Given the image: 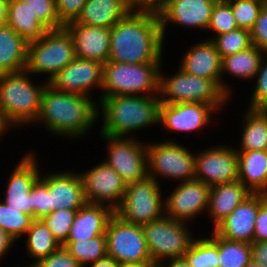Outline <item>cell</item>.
Masks as SVG:
<instances>
[{"label":"cell","mask_w":267,"mask_h":267,"mask_svg":"<svg viewBox=\"0 0 267 267\" xmlns=\"http://www.w3.org/2000/svg\"><path fill=\"white\" fill-rule=\"evenodd\" d=\"M262 203L259 193H251L212 230L227 240L252 244L256 216Z\"/></svg>","instance_id":"cell-22"},{"label":"cell","mask_w":267,"mask_h":267,"mask_svg":"<svg viewBox=\"0 0 267 267\" xmlns=\"http://www.w3.org/2000/svg\"><path fill=\"white\" fill-rule=\"evenodd\" d=\"M212 41L221 58L234 55L253 45L251 31L240 28L217 35Z\"/></svg>","instance_id":"cell-37"},{"label":"cell","mask_w":267,"mask_h":267,"mask_svg":"<svg viewBox=\"0 0 267 267\" xmlns=\"http://www.w3.org/2000/svg\"><path fill=\"white\" fill-rule=\"evenodd\" d=\"M217 0H167L159 9L162 35L165 42L166 26L206 29L211 20L213 6ZM169 23V24H168Z\"/></svg>","instance_id":"cell-19"},{"label":"cell","mask_w":267,"mask_h":267,"mask_svg":"<svg viewBox=\"0 0 267 267\" xmlns=\"http://www.w3.org/2000/svg\"><path fill=\"white\" fill-rule=\"evenodd\" d=\"M155 267H191V266L185 258H176L162 262L156 265Z\"/></svg>","instance_id":"cell-51"},{"label":"cell","mask_w":267,"mask_h":267,"mask_svg":"<svg viewBox=\"0 0 267 267\" xmlns=\"http://www.w3.org/2000/svg\"><path fill=\"white\" fill-rule=\"evenodd\" d=\"M245 267H266V266H263L252 259Z\"/></svg>","instance_id":"cell-58"},{"label":"cell","mask_w":267,"mask_h":267,"mask_svg":"<svg viewBox=\"0 0 267 267\" xmlns=\"http://www.w3.org/2000/svg\"><path fill=\"white\" fill-rule=\"evenodd\" d=\"M9 0H0V27L6 24Z\"/></svg>","instance_id":"cell-54"},{"label":"cell","mask_w":267,"mask_h":267,"mask_svg":"<svg viewBox=\"0 0 267 267\" xmlns=\"http://www.w3.org/2000/svg\"><path fill=\"white\" fill-rule=\"evenodd\" d=\"M87 267H119V263L110 257L100 259Z\"/></svg>","instance_id":"cell-52"},{"label":"cell","mask_w":267,"mask_h":267,"mask_svg":"<svg viewBox=\"0 0 267 267\" xmlns=\"http://www.w3.org/2000/svg\"><path fill=\"white\" fill-rule=\"evenodd\" d=\"M160 69L159 98L161 103L200 102L223 109L230 97L213 81L190 75L181 68L170 77ZM168 76V77H167Z\"/></svg>","instance_id":"cell-6"},{"label":"cell","mask_w":267,"mask_h":267,"mask_svg":"<svg viewBox=\"0 0 267 267\" xmlns=\"http://www.w3.org/2000/svg\"><path fill=\"white\" fill-rule=\"evenodd\" d=\"M218 257L219 267H245L252 260L251 244L218 235Z\"/></svg>","instance_id":"cell-35"},{"label":"cell","mask_w":267,"mask_h":267,"mask_svg":"<svg viewBox=\"0 0 267 267\" xmlns=\"http://www.w3.org/2000/svg\"><path fill=\"white\" fill-rule=\"evenodd\" d=\"M96 101L86 95L59 91L47 83L34 123L45 124L46 130L54 136L79 139L99 120Z\"/></svg>","instance_id":"cell-2"},{"label":"cell","mask_w":267,"mask_h":267,"mask_svg":"<svg viewBox=\"0 0 267 267\" xmlns=\"http://www.w3.org/2000/svg\"><path fill=\"white\" fill-rule=\"evenodd\" d=\"M103 66L97 61L75 57L49 84L59 91L93 97V89L102 90Z\"/></svg>","instance_id":"cell-15"},{"label":"cell","mask_w":267,"mask_h":267,"mask_svg":"<svg viewBox=\"0 0 267 267\" xmlns=\"http://www.w3.org/2000/svg\"><path fill=\"white\" fill-rule=\"evenodd\" d=\"M262 111L266 114L267 116V107L263 108Z\"/></svg>","instance_id":"cell-59"},{"label":"cell","mask_w":267,"mask_h":267,"mask_svg":"<svg viewBox=\"0 0 267 267\" xmlns=\"http://www.w3.org/2000/svg\"><path fill=\"white\" fill-rule=\"evenodd\" d=\"M14 170L8 175L7 188L1 200L11 208L23 209V213L31 215V190L40 178L38 159L35 151L22 155Z\"/></svg>","instance_id":"cell-18"},{"label":"cell","mask_w":267,"mask_h":267,"mask_svg":"<svg viewBox=\"0 0 267 267\" xmlns=\"http://www.w3.org/2000/svg\"><path fill=\"white\" fill-rule=\"evenodd\" d=\"M251 40L254 46L267 52V2L262 6L255 25L251 30Z\"/></svg>","instance_id":"cell-46"},{"label":"cell","mask_w":267,"mask_h":267,"mask_svg":"<svg viewBox=\"0 0 267 267\" xmlns=\"http://www.w3.org/2000/svg\"><path fill=\"white\" fill-rule=\"evenodd\" d=\"M130 10L123 0H87L74 22L112 28Z\"/></svg>","instance_id":"cell-27"},{"label":"cell","mask_w":267,"mask_h":267,"mask_svg":"<svg viewBox=\"0 0 267 267\" xmlns=\"http://www.w3.org/2000/svg\"><path fill=\"white\" fill-rule=\"evenodd\" d=\"M76 213L77 210L57 209L41 219L60 245L67 241Z\"/></svg>","instance_id":"cell-39"},{"label":"cell","mask_w":267,"mask_h":267,"mask_svg":"<svg viewBox=\"0 0 267 267\" xmlns=\"http://www.w3.org/2000/svg\"><path fill=\"white\" fill-rule=\"evenodd\" d=\"M70 34L76 57L107 63L110 58L111 28L90 26L74 21L64 25Z\"/></svg>","instance_id":"cell-21"},{"label":"cell","mask_w":267,"mask_h":267,"mask_svg":"<svg viewBox=\"0 0 267 267\" xmlns=\"http://www.w3.org/2000/svg\"><path fill=\"white\" fill-rule=\"evenodd\" d=\"M227 2L231 6L238 28L251 31L266 0H229Z\"/></svg>","instance_id":"cell-38"},{"label":"cell","mask_w":267,"mask_h":267,"mask_svg":"<svg viewBox=\"0 0 267 267\" xmlns=\"http://www.w3.org/2000/svg\"><path fill=\"white\" fill-rule=\"evenodd\" d=\"M264 53L265 52L260 50L257 46L252 45L241 52L222 58L221 89L230 98L232 97L231 93L233 92V89H231V86L227 83V81L223 80L226 74L236 78V80H254V77L259 70Z\"/></svg>","instance_id":"cell-26"},{"label":"cell","mask_w":267,"mask_h":267,"mask_svg":"<svg viewBox=\"0 0 267 267\" xmlns=\"http://www.w3.org/2000/svg\"><path fill=\"white\" fill-rule=\"evenodd\" d=\"M173 139L147 142L148 176L185 182L195 179V153ZM160 176V177H159Z\"/></svg>","instance_id":"cell-10"},{"label":"cell","mask_w":267,"mask_h":267,"mask_svg":"<svg viewBox=\"0 0 267 267\" xmlns=\"http://www.w3.org/2000/svg\"><path fill=\"white\" fill-rule=\"evenodd\" d=\"M45 172L40 179L50 191V213L57 209L78 210L87 201L78 171Z\"/></svg>","instance_id":"cell-20"},{"label":"cell","mask_w":267,"mask_h":267,"mask_svg":"<svg viewBox=\"0 0 267 267\" xmlns=\"http://www.w3.org/2000/svg\"><path fill=\"white\" fill-rule=\"evenodd\" d=\"M262 202L267 206V185L259 192Z\"/></svg>","instance_id":"cell-57"},{"label":"cell","mask_w":267,"mask_h":267,"mask_svg":"<svg viewBox=\"0 0 267 267\" xmlns=\"http://www.w3.org/2000/svg\"><path fill=\"white\" fill-rule=\"evenodd\" d=\"M38 20L48 29L63 28L56 12L55 0H23Z\"/></svg>","instance_id":"cell-41"},{"label":"cell","mask_w":267,"mask_h":267,"mask_svg":"<svg viewBox=\"0 0 267 267\" xmlns=\"http://www.w3.org/2000/svg\"><path fill=\"white\" fill-rule=\"evenodd\" d=\"M48 214H50V191L39 178L31 190V216L34 219H42Z\"/></svg>","instance_id":"cell-43"},{"label":"cell","mask_w":267,"mask_h":267,"mask_svg":"<svg viewBox=\"0 0 267 267\" xmlns=\"http://www.w3.org/2000/svg\"><path fill=\"white\" fill-rule=\"evenodd\" d=\"M195 179L209 187L238 180L237 148L216 145L195 155Z\"/></svg>","instance_id":"cell-14"},{"label":"cell","mask_w":267,"mask_h":267,"mask_svg":"<svg viewBox=\"0 0 267 267\" xmlns=\"http://www.w3.org/2000/svg\"><path fill=\"white\" fill-rule=\"evenodd\" d=\"M242 118V137L237 151L267 150V116L262 110L247 108Z\"/></svg>","instance_id":"cell-31"},{"label":"cell","mask_w":267,"mask_h":267,"mask_svg":"<svg viewBox=\"0 0 267 267\" xmlns=\"http://www.w3.org/2000/svg\"><path fill=\"white\" fill-rule=\"evenodd\" d=\"M105 234L107 255L119 264L152 262L142 226L125 222L114 213Z\"/></svg>","instance_id":"cell-11"},{"label":"cell","mask_w":267,"mask_h":267,"mask_svg":"<svg viewBox=\"0 0 267 267\" xmlns=\"http://www.w3.org/2000/svg\"><path fill=\"white\" fill-rule=\"evenodd\" d=\"M28 43L8 24L0 27V74L25 70Z\"/></svg>","instance_id":"cell-28"},{"label":"cell","mask_w":267,"mask_h":267,"mask_svg":"<svg viewBox=\"0 0 267 267\" xmlns=\"http://www.w3.org/2000/svg\"><path fill=\"white\" fill-rule=\"evenodd\" d=\"M187 224L165 214L142 226L150 258L155 266L167 260L185 257L195 239Z\"/></svg>","instance_id":"cell-8"},{"label":"cell","mask_w":267,"mask_h":267,"mask_svg":"<svg viewBox=\"0 0 267 267\" xmlns=\"http://www.w3.org/2000/svg\"><path fill=\"white\" fill-rule=\"evenodd\" d=\"M79 174L87 203L105 205L114 212L119 208L127 185L111 166L102 161Z\"/></svg>","instance_id":"cell-13"},{"label":"cell","mask_w":267,"mask_h":267,"mask_svg":"<svg viewBox=\"0 0 267 267\" xmlns=\"http://www.w3.org/2000/svg\"><path fill=\"white\" fill-rule=\"evenodd\" d=\"M15 241L3 230L0 228V261L3 260L4 256L7 253L11 252V247L13 249V245Z\"/></svg>","instance_id":"cell-49"},{"label":"cell","mask_w":267,"mask_h":267,"mask_svg":"<svg viewBox=\"0 0 267 267\" xmlns=\"http://www.w3.org/2000/svg\"><path fill=\"white\" fill-rule=\"evenodd\" d=\"M114 213L105 205L86 203L77 210L67 240H88L106 235L107 224Z\"/></svg>","instance_id":"cell-25"},{"label":"cell","mask_w":267,"mask_h":267,"mask_svg":"<svg viewBox=\"0 0 267 267\" xmlns=\"http://www.w3.org/2000/svg\"><path fill=\"white\" fill-rule=\"evenodd\" d=\"M221 63L214 42L205 38L185 51L178 68L190 75L213 80L221 88Z\"/></svg>","instance_id":"cell-23"},{"label":"cell","mask_w":267,"mask_h":267,"mask_svg":"<svg viewBox=\"0 0 267 267\" xmlns=\"http://www.w3.org/2000/svg\"><path fill=\"white\" fill-rule=\"evenodd\" d=\"M250 194L239 180L210 187L206 215L212 220L213 227L221 223Z\"/></svg>","instance_id":"cell-24"},{"label":"cell","mask_w":267,"mask_h":267,"mask_svg":"<svg viewBox=\"0 0 267 267\" xmlns=\"http://www.w3.org/2000/svg\"><path fill=\"white\" fill-rule=\"evenodd\" d=\"M160 106L159 95L104 97L98 103V117L102 115L103 122L98 135L132 138L140 129L159 124Z\"/></svg>","instance_id":"cell-3"},{"label":"cell","mask_w":267,"mask_h":267,"mask_svg":"<svg viewBox=\"0 0 267 267\" xmlns=\"http://www.w3.org/2000/svg\"><path fill=\"white\" fill-rule=\"evenodd\" d=\"M238 180L251 193L267 185V150L237 151Z\"/></svg>","instance_id":"cell-29"},{"label":"cell","mask_w":267,"mask_h":267,"mask_svg":"<svg viewBox=\"0 0 267 267\" xmlns=\"http://www.w3.org/2000/svg\"><path fill=\"white\" fill-rule=\"evenodd\" d=\"M267 241V206L262 203L255 221L253 242Z\"/></svg>","instance_id":"cell-47"},{"label":"cell","mask_w":267,"mask_h":267,"mask_svg":"<svg viewBox=\"0 0 267 267\" xmlns=\"http://www.w3.org/2000/svg\"><path fill=\"white\" fill-rule=\"evenodd\" d=\"M252 247V259L267 267V241L253 242Z\"/></svg>","instance_id":"cell-48"},{"label":"cell","mask_w":267,"mask_h":267,"mask_svg":"<svg viewBox=\"0 0 267 267\" xmlns=\"http://www.w3.org/2000/svg\"><path fill=\"white\" fill-rule=\"evenodd\" d=\"M55 2L58 18L65 25L77 19L87 0H55Z\"/></svg>","instance_id":"cell-45"},{"label":"cell","mask_w":267,"mask_h":267,"mask_svg":"<svg viewBox=\"0 0 267 267\" xmlns=\"http://www.w3.org/2000/svg\"><path fill=\"white\" fill-rule=\"evenodd\" d=\"M216 112L218 110L213 105L200 102L161 103L159 125L169 132L192 134L209 126Z\"/></svg>","instance_id":"cell-17"},{"label":"cell","mask_w":267,"mask_h":267,"mask_svg":"<svg viewBox=\"0 0 267 267\" xmlns=\"http://www.w3.org/2000/svg\"><path fill=\"white\" fill-rule=\"evenodd\" d=\"M176 187L165 196V214L168 217L190 223L195 217L207 213L209 186L194 179L181 182Z\"/></svg>","instance_id":"cell-16"},{"label":"cell","mask_w":267,"mask_h":267,"mask_svg":"<svg viewBox=\"0 0 267 267\" xmlns=\"http://www.w3.org/2000/svg\"><path fill=\"white\" fill-rule=\"evenodd\" d=\"M254 78L256 84L254 83V90L247 107L249 109L262 110L267 107V52L264 53L259 70Z\"/></svg>","instance_id":"cell-42"},{"label":"cell","mask_w":267,"mask_h":267,"mask_svg":"<svg viewBox=\"0 0 267 267\" xmlns=\"http://www.w3.org/2000/svg\"><path fill=\"white\" fill-rule=\"evenodd\" d=\"M6 24L27 43L40 40L48 31L23 0H9Z\"/></svg>","instance_id":"cell-30"},{"label":"cell","mask_w":267,"mask_h":267,"mask_svg":"<svg viewBox=\"0 0 267 267\" xmlns=\"http://www.w3.org/2000/svg\"><path fill=\"white\" fill-rule=\"evenodd\" d=\"M164 44L158 12L130 10L111 28L108 61L126 64L163 63Z\"/></svg>","instance_id":"cell-1"},{"label":"cell","mask_w":267,"mask_h":267,"mask_svg":"<svg viewBox=\"0 0 267 267\" xmlns=\"http://www.w3.org/2000/svg\"><path fill=\"white\" fill-rule=\"evenodd\" d=\"M63 247L82 267H87L108 256L106 235H99L88 240H67Z\"/></svg>","instance_id":"cell-33"},{"label":"cell","mask_w":267,"mask_h":267,"mask_svg":"<svg viewBox=\"0 0 267 267\" xmlns=\"http://www.w3.org/2000/svg\"><path fill=\"white\" fill-rule=\"evenodd\" d=\"M24 238L27 254L30 259H34L31 264L37 263L61 246L41 219L33 221Z\"/></svg>","instance_id":"cell-32"},{"label":"cell","mask_w":267,"mask_h":267,"mask_svg":"<svg viewBox=\"0 0 267 267\" xmlns=\"http://www.w3.org/2000/svg\"><path fill=\"white\" fill-rule=\"evenodd\" d=\"M119 267H155L152 262L120 263Z\"/></svg>","instance_id":"cell-55"},{"label":"cell","mask_w":267,"mask_h":267,"mask_svg":"<svg viewBox=\"0 0 267 267\" xmlns=\"http://www.w3.org/2000/svg\"><path fill=\"white\" fill-rule=\"evenodd\" d=\"M163 63L126 64L108 61L103 66L99 102L119 95H159L160 69Z\"/></svg>","instance_id":"cell-5"},{"label":"cell","mask_w":267,"mask_h":267,"mask_svg":"<svg viewBox=\"0 0 267 267\" xmlns=\"http://www.w3.org/2000/svg\"><path fill=\"white\" fill-rule=\"evenodd\" d=\"M75 57L73 40L68 31L64 27L48 30L40 40L28 43L25 70L33 75H48L45 79L49 83Z\"/></svg>","instance_id":"cell-7"},{"label":"cell","mask_w":267,"mask_h":267,"mask_svg":"<svg viewBox=\"0 0 267 267\" xmlns=\"http://www.w3.org/2000/svg\"><path fill=\"white\" fill-rule=\"evenodd\" d=\"M34 220L33 216L23 213V209L11 208L0 199V228L3 229L15 243L18 239L24 237Z\"/></svg>","instance_id":"cell-36"},{"label":"cell","mask_w":267,"mask_h":267,"mask_svg":"<svg viewBox=\"0 0 267 267\" xmlns=\"http://www.w3.org/2000/svg\"><path fill=\"white\" fill-rule=\"evenodd\" d=\"M36 267H82L61 245L57 250L35 263Z\"/></svg>","instance_id":"cell-44"},{"label":"cell","mask_w":267,"mask_h":267,"mask_svg":"<svg viewBox=\"0 0 267 267\" xmlns=\"http://www.w3.org/2000/svg\"><path fill=\"white\" fill-rule=\"evenodd\" d=\"M108 143L105 162L111 166L127 184L148 175L147 143L132 138L100 135Z\"/></svg>","instance_id":"cell-12"},{"label":"cell","mask_w":267,"mask_h":267,"mask_svg":"<svg viewBox=\"0 0 267 267\" xmlns=\"http://www.w3.org/2000/svg\"><path fill=\"white\" fill-rule=\"evenodd\" d=\"M237 28L230 4L227 1L217 0L213 6L211 20L207 28L208 32L212 30V34H215L207 39L213 40L217 35L231 32Z\"/></svg>","instance_id":"cell-40"},{"label":"cell","mask_w":267,"mask_h":267,"mask_svg":"<svg viewBox=\"0 0 267 267\" xmlns=\"http://www.w3.org/2000/svg\"><path fill=\"white\" fill-rule=\"evenodd\" d=\"M10 127V128H9ZM14 129V126L7 120L4 112L2 111V109L0 108V137L4 134V133H8L9 129ZM2 139V137L0 138V140Z\"/></svg>","instance_id":"cell-53"},{"label":"cell","mask_w":267,"mask_h":267,"mask_svg":"<svg viewBox=\"0 0 267 267\" xmlns=\"http://www.w3.org/2000/svg\"><path fill=\"white\" fill-rule=\"evenodd\" d=\"M211 233L209 238L199 236L192 241L184 257L191 267H219L218 235Z\"/></svg>","instance_id":"cell-34"},{"label":"cell","mask_w":267,"mask_h":267,"mask_svg":"<svg viewBox=\"0 0 267 267\" xmlns=\"http://www.w3.org/2000/svg\"><path fill=\"white\" fill-rule=\"evenodd\" d=\"M131 10L152 11V0H123Z\"/></svg>","instance_id":"cell-50"},{"label":"cell","mask_w":267,"mask_h":267,"mask_svg":"<svg viewBox=\"0 0 267 267\" xmlns=\"http://www.w3.org/2000/svg\"><path fill=\"white\" fill-rule=\"evenodd\" d=\"M30 75L26 70L0 74V108L15 129L34 125L48 83L45 80L38 85Z\"/></svg>","instance_id":"cell-4"},{"label":"cell","mask_w":267,"mask_h":267,"mask_svg":"<svg viewBox=\"0 0 267 267\" xmlns=\"http://www.w3.org/2000/svg\"><path fill=\"white\" fill-rule=\"evenodd\" d=\"M26 267H36V266H35V264H29V265H26Z\"/></svg>","instance_id":"cell-60"},{"label":"cell","mask_w":267,"mask_h":267,"mask_svg":"<svg viewBox=\"0 0 267 267\" xmlns=\"http://www.w3.org/2000/svg\"><path fill=\"white\" fill-rule=\"evenodd\" d=\"M162 186L151 176L127 184L126 192L115 214L130 224L143 226L165 215Z\"/></svg>","instance_id":"cell-9"},{"label":"cell","mask_w":267,"mask_h":267,"mask_svg":"<svg viewBox=\"0 0 267 267\" xmlns=\"http://www.w3.org/2000/svg\"><path fill=\"white\" fill-rule=\"evenodd\" d=\"M167 0H152V11L158 12L160 7L166 2Z\"/></svg>","instance_id":"cell-56"}]
</instances>
